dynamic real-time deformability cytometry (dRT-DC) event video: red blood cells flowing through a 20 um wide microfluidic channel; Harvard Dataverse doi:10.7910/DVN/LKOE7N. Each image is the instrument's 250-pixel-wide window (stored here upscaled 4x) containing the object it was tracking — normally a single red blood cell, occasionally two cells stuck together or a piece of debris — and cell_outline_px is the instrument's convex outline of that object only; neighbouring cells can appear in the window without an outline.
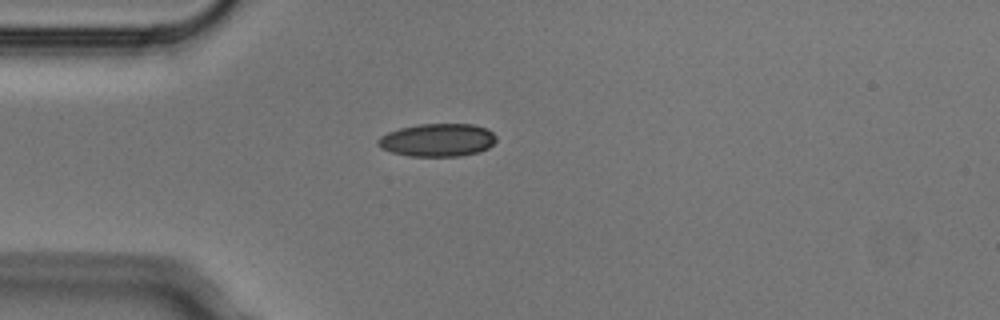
{"species": "Egyptian fruit bat (a non-hibernating species)", "species_latin": "Rousettus aegyptiacus", "temperature_condition": "cold", "stored_images_in_passage": 2, "camera_frame_rate_fps": 3000, "um_per_image_px": 0.085, "animal": {"sex": "male"}, "frame": {"image": 1, "passage_image": 1, "time_ms": 0.0, "image_size_px": [1000, 320], "cell_outline_px": [[496, 140], [488, 148], [480, 152], [460, 156], [408, 156], [392, 152], [380, 148], [376, 144], [376, 140], [380, 136], [388, 132], [400, 128], [420, 124], [472, 124], [488, 128], [496, 136]], "centroid_in_image_um": [37.18, 11.9], "position_along_channel_um": 47.8, "area_um2": 22.89}}